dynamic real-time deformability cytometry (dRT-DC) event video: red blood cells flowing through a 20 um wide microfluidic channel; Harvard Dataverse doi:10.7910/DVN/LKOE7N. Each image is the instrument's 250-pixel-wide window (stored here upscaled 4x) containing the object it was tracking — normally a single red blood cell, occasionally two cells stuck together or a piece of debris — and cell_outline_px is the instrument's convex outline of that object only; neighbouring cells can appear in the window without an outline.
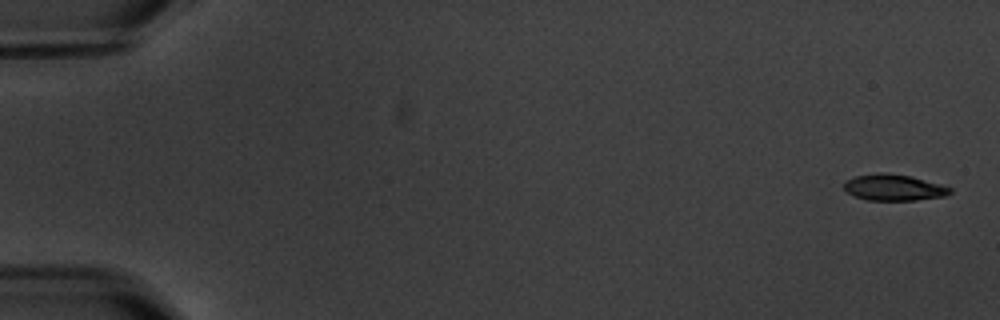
{"species": "common noctule bat (a hibernating species)", "species_latin": "Nyctalus noctula", "temperature_condition": "warm", "stored_images_in_passage": 5, "segment_of_instrument_passage": [2, 2], "camera_frame_rate_fps": 3000, "um_per_image_px": 0.085, "animal": {"sex": "male", "body_mass_g": 20.1, "forearm_length_mm": 53.5}, "frame": {"image": 1, "passage_image": 5, "time_ms": 6.0, "image_size_px": [1000, 320], "cell_outline_px": [[952, 192], [944, 196], [916, 200], [868, 200], [856, 196], [848, 192], [844, 188], [844, 184], [848, 180], [856, 176], [880, 172], [888, 172], [912, 176], [940, 184], [952, 188]], "centroid_in_image_um": [76.01, 15.92], "position_along_channel_um": 9.0, "area_um2": 16.13}}